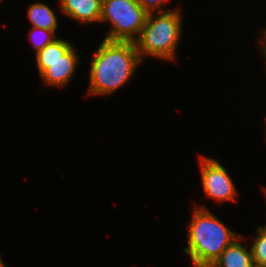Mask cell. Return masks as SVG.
<instances>
[{
    "mask_svg": "<svg viewBox=\"0 0 266 267\" xmlns=\"http://www.w3.org/2000/svg\"><path fill=\"white\" fill-rule=\"evenodd\" d=\"M141 62L135 42L103 39L92 56L87 93L110 95L132 78Z\"/></svg>",
    "mask_w": 266,
    "mask_h": 267,
    "instance_id": "cell-1",
    "label": "cell"
},
{
    "mask_svg": "<svg viewBox=\"0 0 266 267\" xmlns=\"http://www.w3.org/2000/svg\"><path fill=\"white\" fill-rule=\"evenodd\" d=\"M189 224L188 246L183 250L194 267H211L225 248L241 236L203 205L195 207Z\"/></svg>",
    "mask_w": 266,
    "mask_h": 267,
    "instance_id": "cell-2",
    "label": "cell"
},
{
    "mask_svg": "<svg viewBox=\"0 0 266 267\" xmlns=\"http://www.w3.org/2000/svg\"><path fill=\"white\" fill-rule=\"evenodd\" d=\"M178 8L166 12L148 14L135 45L141 61L144 56L163 60H175L179 38L182 35V15Z\"/></svg>",
    "mask_w": 266,
    "mask_h": 267,
    "instance_id": "cell-3",
    "label": "cell"
},
{
    "mask_svg": "<svg viewBox=\"0 0 266 267\" xmlns=\"http://www.w3.org/2000/svg\"><path fill=\"white\" fill-rule=\"evenodd\" d=\"M148 14L138 0H102L100 22L112 23L104 39L135 42L146 23Z\"/></svg>",
    "mask_w": 266,
    "mask_h": 267,
    "instance_id": "cell-4",
    "label": "cell"
},
{
    "mask_svg": "<svg viewBox=\"0 0 266 267\" xmlns=\"http://www.w3.org/2000/svg\"><path fill=\"white\" fill-rule=\"evenodd\" d=\"M199 162L205 195L220 203L234 201L238 193L229 171L213 158L200 155Z\"/></svg>",
    "mask_w": 266,
    "mask_h": 267,
    "instance_id": "cell-5",
    "label": "cell"
},
{
    "mask_svg": "<svg viewBox=\"0 0 266 267\" xmlns=\"http://www.w3.org/2000/svg\"><path fill=\"white\" fill-rule=\"evenodd\" d=\"M78 53L73 46L64 56L55 61L36 62L41 80L48 87H65L78 65Z\"/></svg>",
    "mask_w": 266,
    "mask_h": 267,
    "instance_id": "cell-6",
    "label": "cell"
},
{
    "mask_svg": "<svg viewBox=\"0 0 266 267\" xmlns=\"http://www.w3.org/2000/svg\"><path fill=\"white\" fill-rule=\"evenodd\" d=\"M59 7L63 14L77 22H100L102 14V0H59Z\"/></svg>",
    "mask_w": 266,
    "mask_h": 267,
    "instance_id": "cell-7",
    "label": "cell"
},
{
    "mask_svg": "<svg viewBox=\"0 0 266 267\" xmlns=\"http://www.w3.org/2000/svg\"><path fill=\"white\" fill-rule=\"evenodd\" d=\"M241 239L242 236L227 246L211 267H255L251 249H246L239 242Z\"/></svg>",
    "mask_w": 266,
    "mask_h": 267,
    "instance_id": "cell-8",
    "label": "cell"
},
{
    "mask_svg": "<svg viewBox=\"0 0 266 267\" xmlns=\"http://www.w3.org/2000/svg\"><path fill=\"white\" fill-rule=\"evenodd\" d=\"M27 15L32 23L31 27L54 32L58 28V19L54 11L47 4L41 2L32 3L28 8Z\"/></svg>",
    "mask_w": 266,
    "mask_h": 267,
    "instance_id": "cell-9",
    "label": "cell"
},
{
    "mask_svg": "<svg viewBox=\"0 0 266 267\" xmlns=\"http://www.w3.org/2000/svg\"><path fill=\"white\" fill-rule=\"evenodd\" d=\"M72 47L70 41L58 38L36 53V62L55 61L63 58Z\"/></svg>",
    "mask_w": 266,
    "mask_h": 267,
    "instance_id": "cell-10",
    "label": "cell"
},
{
    "mask_svg": "<svg viewBox=\"0 0 266 267\" xmlns=\"http://www.w3.org/2000/svg\"><path fill=\"white\" fill-rule=\"evenodd\" d=\"M257 235L254 237L251 253L255 267L266 266V227L258 226Z\"/></svg>",
    "mask_w": 266,
    "mask_h": 267,
    "instance_id": "cell-11",
    "label": "cell"
},
{
    "mask_svg": "<svg viewBox=\"0 0 266 267\" xmlns=\"http://www.w3.org/2000/svg\"><path fill=\"white\" fill-rule=\"evenodd\" d=\"M40 35V40L37 38ZM54 31L45 30L42 28L32 27L29 32V41L32 42L35 49V54L44 49L48 44L53 43L57 37H55ZM42 36V37H41Z\"/></svg>",
    "mask_w": 266,
    "mask_h": 267,
    "instance_id": "cell-12",
    "label": "cell"
},
{
    "mask_svg": "<svg viewBox=\"0 0 266 267\" xmlns=\"http://www.w3.org/2000/svg\"><path fill=\"white\" fill-rule=\"evenodd\" d=\"M139 4L148 12H166L163 9V4L167 3V0H138Z\"/></svg>",
    "mask_w": 266,
    "mask_h": 267,
    "instance_id": "cell-13",
    "label": "cell"
},
{
    "mask_svg": "<svg viewBox=\"0 0 266 267\" xmlns=\"http://www.w3.org/2000/svg\"><path fill=\"white\" fill-rule=\"evenodd\" d=\"M263 32H262V35L261 36H263L262 38H260L261 40H260V43L262 44L261 46L262 47H260L261 49V51H263L262 53H263V55L265 56V59H266V28L264 29V30H262Z\"/></svg>",
    "mask_w": 266,
    "mask_h": 267,
    "instance_id": "cell-14",
    "label": "cell"
},
{
    "mask_svg": "<svg viewBox=\"0 0 266 267\" xmlns=\"http://www.w3.org/2000/svg\"><path fill=\"white\" fill-rule=\"evenodd\" d=\"M0 267H7V266L4 264V262L2 261L1 256H0Z\"/></svg>",
    "mask_w": 266,
    "mask_h": 267,
    "instance_id": "cell-15",
    "label": "cell"
},
{
    "mask_svg": "<svg viewBox=\"0 0 266 267\" xmlns=\"http://www.w3.org/2000/svg\"><path fill=\"white\" fill-rule=\"evenodd\" d=\"M263 190L265 191L264 194H265V199H266V188H264ZM264 227H266V224L264 225Z\"/></svg>",
    "mask_w": 266,
    "mask_h": 267,
    "instance_id": "cell-16",
    "label": "cell"
}]
</instances>
